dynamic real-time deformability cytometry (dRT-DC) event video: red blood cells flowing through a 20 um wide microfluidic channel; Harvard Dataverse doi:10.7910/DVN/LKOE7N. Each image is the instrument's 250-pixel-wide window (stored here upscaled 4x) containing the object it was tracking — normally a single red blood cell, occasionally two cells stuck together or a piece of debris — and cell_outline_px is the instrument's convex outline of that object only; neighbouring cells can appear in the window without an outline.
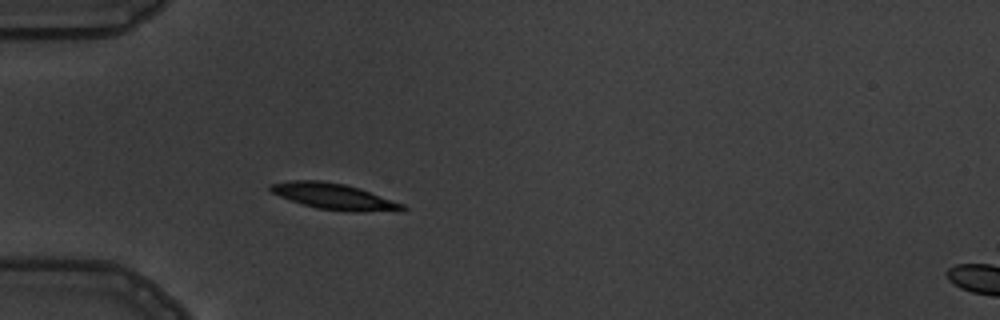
{"species": "common noctule bat (a hibernating species)", "species_latin": "Nyctalus noctula", "temperature_condition": "warm", "stored_images_in_passage": 3, "camera_frame_rate_fps": 3000, "um_per_image_px": 0.085, "animal": {"sex": "male", "body_mass_g": 19.5, "forearm_length_mm": 54.6}, "frame": {"image": 1, "passage_image": 3, "time_ms": 2.333, "image_size_px": [1000, 320], "cell_outline_px": [[408, 208], [400, 212], [352, 212], [316, 208], [280, 196], [272, 192], [268, 188], [272, 184], [292, 180], [320, 180], [344, 184], [360, 188], [404, 204]], "centroid_in_image_um": [28.5, 16.72], "position_along_channel_um": 56.5, "area_um2": 20.11}}